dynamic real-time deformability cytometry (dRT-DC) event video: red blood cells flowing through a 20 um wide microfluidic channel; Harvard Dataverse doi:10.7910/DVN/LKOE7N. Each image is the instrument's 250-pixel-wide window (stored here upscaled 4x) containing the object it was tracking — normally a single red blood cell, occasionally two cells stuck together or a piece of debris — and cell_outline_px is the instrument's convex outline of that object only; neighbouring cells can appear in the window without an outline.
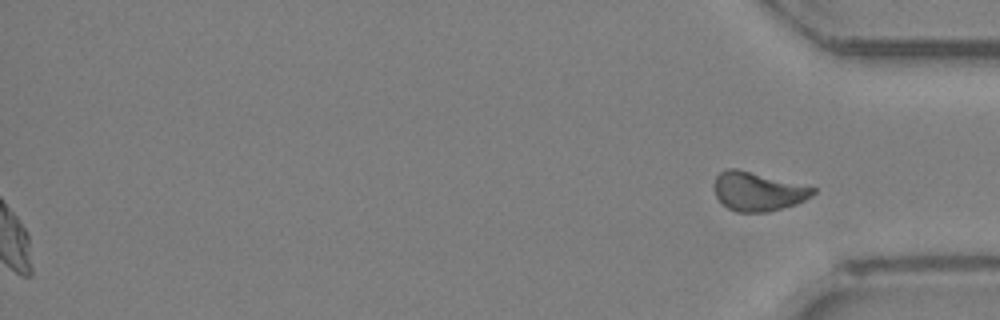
{"species": "Egyptian fruit bat (a non-hibernating species)", "species_latin": "Rousettus aegyptiacus", "temperature_condition": "room temperature", "stored_images_in_passage": 29, "segment_of_instrument_passage": [2, 2], "camera_frame_rate_fps": 3000, "um_per_image_px": 0.085, "animal": {"sex": "female"}, "frame": {"image": 1, "passage_image": 29, "time_ms": 9.333, "image_size_px": [1000, 320], "cell_outline_px": [[816, 192], [812, 196], [796, 204], [768, 212], [736, 212], [728, 208], [716, 196], [712, 184], [716, 176], [720, 172], [728, 168], [736, 168], [816, 188]], "centroid_in_image_um": [64.39, 16.27], "position_along_channel_um": 370.8, "area_um2": 22.31}}